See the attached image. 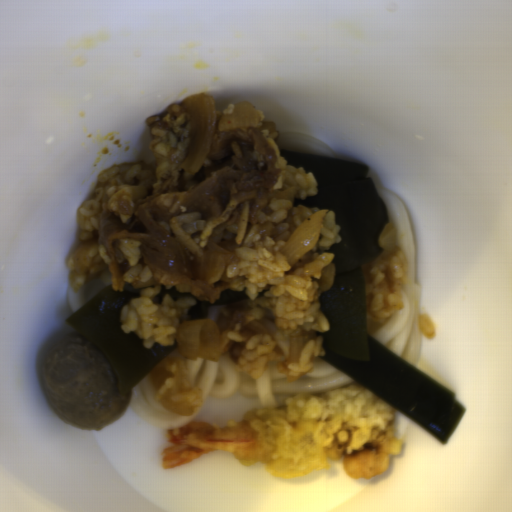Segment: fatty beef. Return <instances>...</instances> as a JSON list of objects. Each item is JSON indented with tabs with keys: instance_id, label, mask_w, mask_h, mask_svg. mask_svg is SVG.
Segmentation results:
<instances>
[{
	"instance_id": "obj_2",
	"label": "fatty beef",
	"mask_w": 512,
	"mask_h": 512,
	"mask_svg": "<svg viewBox=\"0 0 512 512\" xmlns=\"http://www.w3.org/2000/svg\"><path fill=\"white\" fill-rule=\"evenodd\" d=\"M264 316L263 309L260 306L253 307L246 298L223 307L215 323L221 338L220 353L227 354L229 360L237 365L245 343L229 340L228 334L238 333L246 340L270 335L263 322Z\"/></svg>"
},
{
	"instance_id": "obj_1",
	"label": "fatty beef",
	"mask_w": 512,
	"mask_h": 512,
	"mask_svg": "<svg viewBox=\"0 0 512 512\" xmlns=\"http://www.w3.org/2000/svg\"><path fill=\"white\" fill-rule=\"evenodd\" d=\"M223 116L214 114L210 149L194 173L178 167L194 143L185 101L147 118L155 161L142 169L140 183L125 185L114 196L106 190L100 202L98 243L110 259L112 290H123L131 268L120 249L123 239L141 242V260L151 268L150 280L133 281L134 289L164 285L214 304L242 277H228L224 268L213 277L194 279L191 263L208 253L212 232L237 224L231 239L215 243L233 256L237 248L254 246L255 233L275 242L279 238L270 205L275 199L294 204L297 194L294 187L281 190L288 169L277 145L281 133L271 121L259 122L257 128L219 130ZM191 211L206 220L204 230L192 235L176 221Z\"/></svg>"
},
{
	"instance_id": "obj_3",
	"label": "fatty beef",
	"mask_w": 512,
	"mask_h": 512,
	"mask_svg": "<svg viewBox=\"0 0 512 512\" xmlns=\"http://www.w3.org/2000/svg\"><path fill=\"white\" fill-rule=\"evenodd\" d=\"M183 358L178 351V348L156 364L148 373L149 383L156 390L160 388L163 383L172 377H175L174 365Z\"/></svg>"
}]
</instances>
